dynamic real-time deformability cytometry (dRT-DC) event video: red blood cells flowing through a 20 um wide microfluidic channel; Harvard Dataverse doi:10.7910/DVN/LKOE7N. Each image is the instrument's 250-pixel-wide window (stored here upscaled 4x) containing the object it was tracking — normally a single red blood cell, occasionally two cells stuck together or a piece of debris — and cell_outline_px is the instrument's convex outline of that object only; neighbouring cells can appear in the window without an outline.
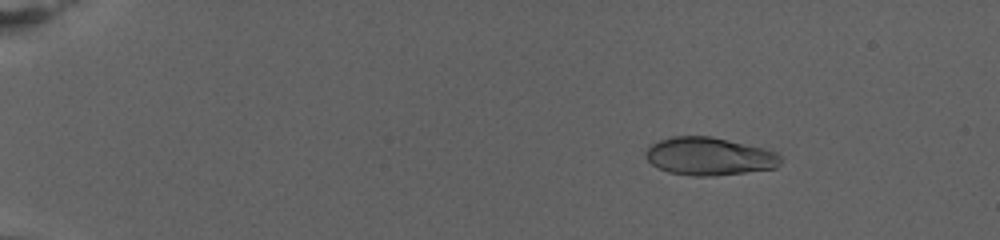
{"species": "human", "species_latin": "Homo sapiens", "temperature_condition": "warm", "stored_images_in_passage": 80, "camera_frame_rate_fps": 3000, "um_per_image_px": 0.085, "donor": {"sex": "female"}, "frame": {"image": 1, "passage_image": 13, "time_ms": 4.0, "image_size_px": [1000, 240], "cell_outline_px": [[780, 164], [776, 168], [716, 176], [692, 176], [668, 172], [652, 164], [644, 156], [644, 152], [652, 144], [660, 140], [672, 136], [712, 136], [768, 148], [776, 152], [780, 156]], "centroid_in_image_um": [60.31, 13.28], "position_along_channel_um": 24.7, "area_um2": 30.11}}
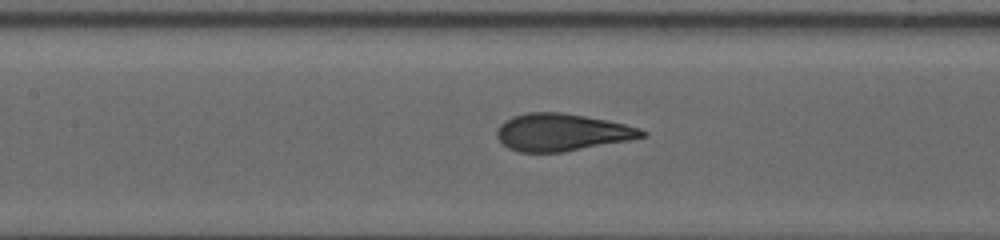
{"frame": {"image": 2, "passage_image": 41, "time_ms": 13.333, "image_size_px": [1000, 240], "cell_outline_px": [[648, 136], [632, 140], [564, 152], [520, 152], [508, 148], [496, 136], [496, 132], [500, 124], [504, 120], [512, 116], [528, 112], [560, 112], [608, 120], [640, 128], [648, 132]], "centroid_in_image_um": [47.79, 11.25], "position_along_channel_um": 159.6, "area_um2": 31.79}}
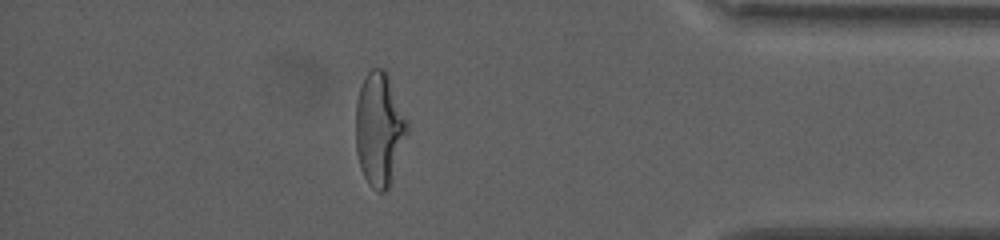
{"frame": {"image": 3, "passage_image": 71, "time_ms": 23.333, "image_size_px": [1000, 240], "cell_outline_px": [[408, 132], [388, 188], [384, 192], [376, 192], [368, 184], [360, 168], [356, 152], [356, 100], [360, 88], [368, 72], [372, 68], [384, 68], [388, 76], [408, 120]], "centroid_in_image_um": [32.23, 10.99], "position_along_channel_um": 403.0, "area_um2": 33.87}, "authors_computed_cell_mechanics": {"area_um2": 31.2698, "velocity_mm_per_s": 2.7118, "shape_relaxation_time_tau1_ms": 6.5406, "shape_relaxation_time_tau2_ms": null, "deformation_change_tau1": 0.2198, "deformation_change_tau2": null}}